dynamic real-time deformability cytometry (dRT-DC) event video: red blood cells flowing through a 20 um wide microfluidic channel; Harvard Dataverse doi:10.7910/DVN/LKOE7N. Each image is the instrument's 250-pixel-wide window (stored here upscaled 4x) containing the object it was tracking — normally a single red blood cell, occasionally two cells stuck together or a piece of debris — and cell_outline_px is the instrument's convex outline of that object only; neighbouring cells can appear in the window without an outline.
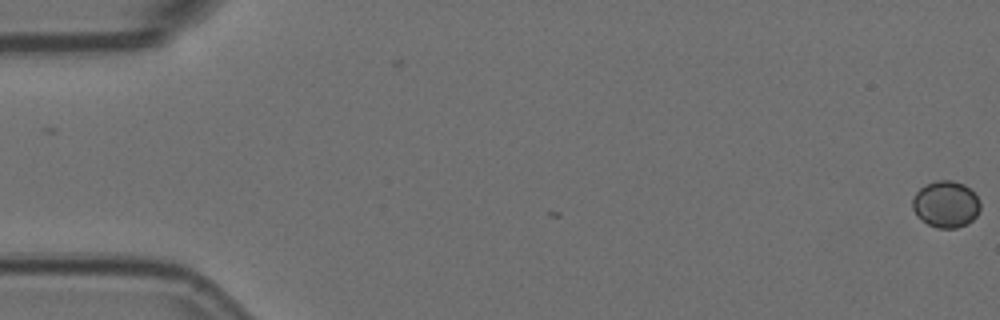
{"species": "Egyptian fruit bat (a non-hibernating species)", "species_latin": "Rousettus aegyptiacus", "temperature_condition": "room temperature", "stored_images_in_passage": 6, "camera_frame_rate_fps": 3000, "um_per_image_px": 0.085, "animal": {"sex": "female"}, "frame": {"image": 1, "passage_image": 1, "time_ms": 0.0, "image_size_px": [1000, 320], "cell_outline_px": [[980, 208], [976, 216], [968, 224], [956, 228], [936, 228], [928, 224], [916, 216], [912, 208], [912, 200], [916, 192], [924, 184], [936, 180], [952, 180], [964, 184], [976, 196], [980, 204]], "centroid_in_image_um": [80.37, 17.36], "position_along_channel_um": 4.6, "area_um2": 18.5}}
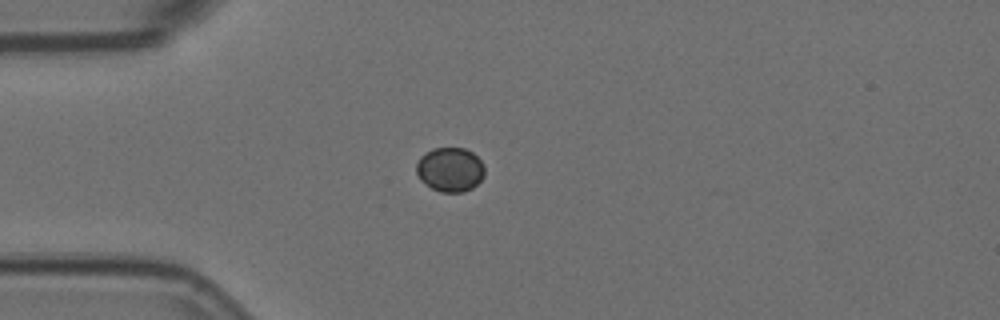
{"frame": {"image": 2, "passage_image": 4, "time_ms": 1.0, "image_size_px": [1000, 320], "cell_outline_px": [[484, 176], [472, 188], [464, 192], [440, 192], [424, 184], [420, 180], [416, 172], [416, 164], [420, 156], [424, 152], [432, 148], [464, 148], [472, 152], [484, 164]], "centroid_in_image_um": [38.23, 14.41], "position_along_channel_um": 46.8, "area_um2": 17.8}}